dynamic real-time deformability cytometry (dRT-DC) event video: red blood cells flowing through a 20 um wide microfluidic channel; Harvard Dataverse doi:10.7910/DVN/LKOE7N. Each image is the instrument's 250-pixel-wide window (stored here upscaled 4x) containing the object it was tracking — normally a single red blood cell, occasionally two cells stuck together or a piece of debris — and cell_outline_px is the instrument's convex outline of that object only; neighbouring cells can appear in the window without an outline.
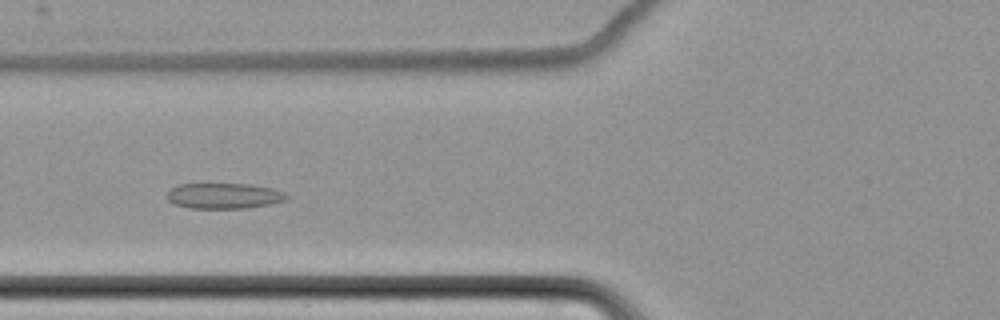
{"species": "common noctule bat (a hibernating species)", "species_latin": "Nyctalus noctula", "temperature_condition": "cold", "stored_images_in_passage": 6, "camera_frame_rate_fps": 3000, "um_per_image_px": 0.085, "animal": {"sex": "female", "body_mass_g": 22.7, "forearm_length_mm": 54.2}, "frame": {"image": 1, "passage_image": 6, "time_ms": 5.667, "image_size_px": [1000, 320], "cell_outline_px": [[288, 200], [272, 204], [244, 208], [188, 208], [172, 204], [168, 200], [168, 192], [176, 184], [252, 184], [272, 188], [284, 192], [288, 196]], "centroid_in_image_um": [19.05, 16.65], "position_along_channel_um": 106.7, "area_um2": 17.98}}